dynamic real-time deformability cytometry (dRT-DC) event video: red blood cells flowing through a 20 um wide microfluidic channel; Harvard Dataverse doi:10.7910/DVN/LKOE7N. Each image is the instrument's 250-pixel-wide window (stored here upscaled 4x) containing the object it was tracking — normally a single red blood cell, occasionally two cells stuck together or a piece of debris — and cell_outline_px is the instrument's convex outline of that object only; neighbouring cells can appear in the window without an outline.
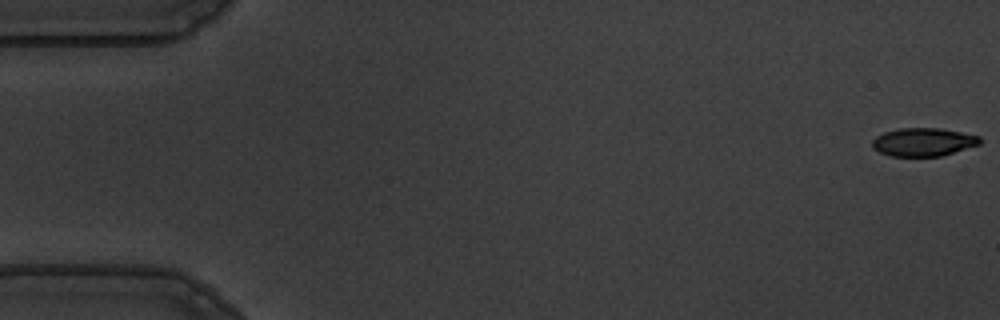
{"species": "common noctule bat (a hibernating species)", "species_latin": "Nyctalus noctula", "temperature_condition": "warm", "stored_images_in_passage": 56, "camera_frame_rate_fps": 3000, "um_per_image_px": 0.085, "animal": {"sex": "male", "body_mass_g": 19.5, "forearm_length_mm": 54.6}, "frame": {"image": 1, "passage_image": 1, "time_ms": 0.0, "image_size_px": [1000, 320], "cell_outline_px": [[980, 144], [940, 156], [892, 156], [880, 152], [872, 148], [872, 140], [876, 136], [884, 132], [900, 128], [940, 128], [980, 136]], "centroid_in_image_um": [78.45, 12.07], "position_along_channel_um": 6.5, "area_um2": 17.57}}
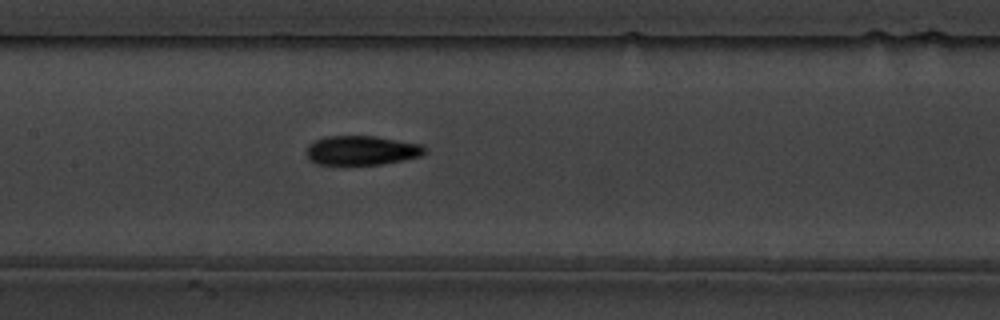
{"frame": {"image": 2, "passage_image": 27, "time_ms": 8.667, "image_size_px": [1000, 320], "cell_outline_px": [[424, 152], [420, 156], [404, 160], [380, 164], [344, 168], [316, 164], [308, 156], [308, 144], [312, 140], [324, 136], [376, 136], [420, 144], [424, 148]], "centroid_in_image_um": [30.65, 12.82], "position_along_channel_um": 176.7, "area_um2": 20.92}}
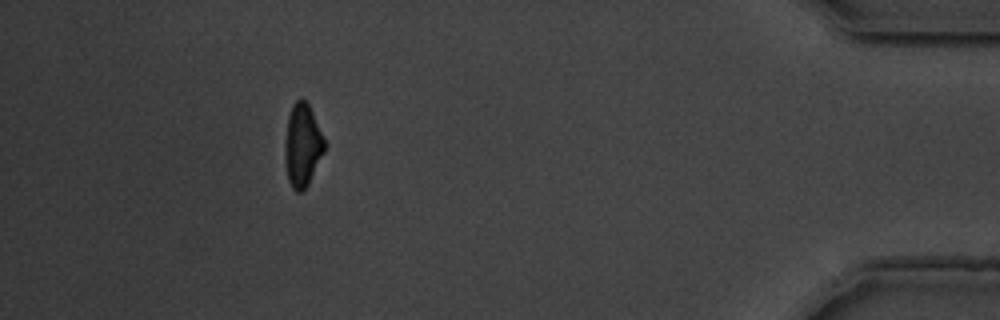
{"frame": {"image": 3, "passage_image": 51, "time_ms": 16.667, "image_size_px": [1000, 320], "cell_outline_px": [[324, 152], [308, 184], [300, 192], [296, 192], [292, 188], [288, 180], [284, 156], [284, 148], [288, 116], [292, 104], [296, 100], [304, 100], [308, 104], [324, 136]], "centroid_in_image_um": [25.69, 12.35], "position_along_channel_um": 409.5, "area_um2": 18.96}, "authors_computed_cell_mechanics": {"area_um2": 19.5942, "velocity_mm_per_s": 3.6274, "shape_relaxation_time_tau1_ms": 3.5318, "shape_relaxation_time_tau2_ms": 2.7171, "deformation_change_tau1": 0.1643, "deformation_change_tau2": 0.0947}}